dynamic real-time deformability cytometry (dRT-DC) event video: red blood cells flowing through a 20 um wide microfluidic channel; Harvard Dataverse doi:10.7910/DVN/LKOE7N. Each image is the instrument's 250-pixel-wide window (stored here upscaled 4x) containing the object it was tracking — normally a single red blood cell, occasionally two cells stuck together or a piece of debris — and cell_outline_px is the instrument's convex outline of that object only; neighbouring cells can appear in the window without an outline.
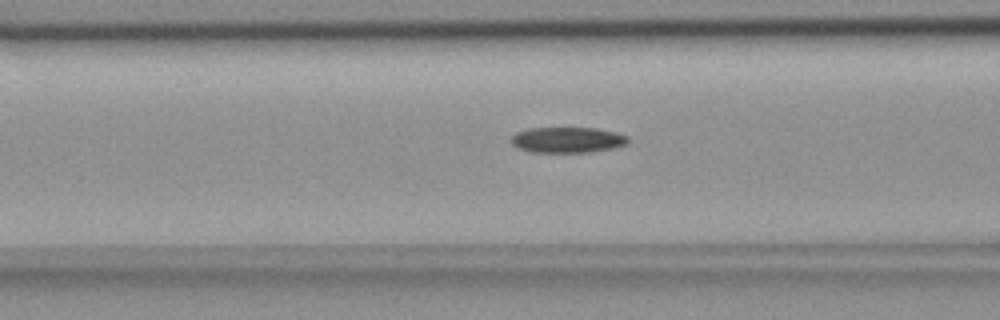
{"species": "common noctule bat (a hibernating species)", "species_latin": "Nyctalus noctula", "temperature_condition": "room temperature", "stored_images_in_passage": 55, "camera_frame_rate_fps": 3000, "um_per_image_px": 0.085, "animal": {"sex": "female", "body_mass_g": 18.4}, "frame": {"image": 1, "passage_image": 22, "time_ms": 7.0, "image_size_px": [1000, 320], "cell_outline_px": [[628, 140], [624, 144], [616, 148], [592, 152], [528, 152], [516, 148], [512, 144], [512, 136], [516, 132], [528, 128], [596, 128], [616, 132], [628, 136]], "centroid_in_image_um": [48.21, 11.89], "position_along_channel_um": 118.4, "area_um2": 17.63}}
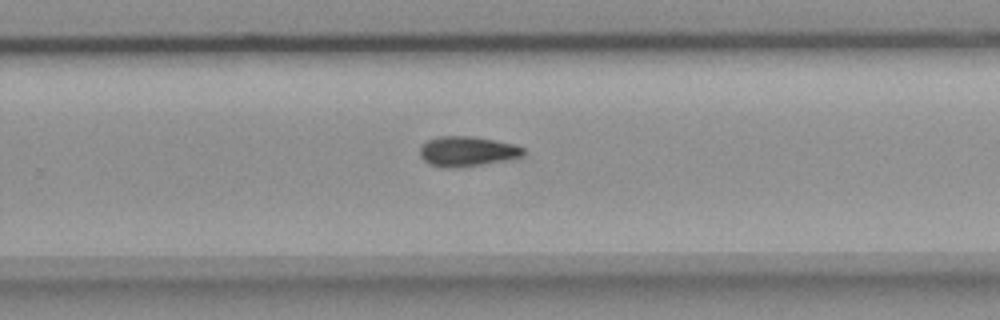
{"frame": {"image": 2, "passage_image": 36, "time_ms": 11.667, "image_size_px": [1000, 320], "cell_outline_px": [[524, 156], [484, 164], [460, 168], [444, 168], [428, 164], [420, 156], [420, 148], [428, 140], [440, 136], [468, 136], [516, 144], [524, 148]], "centroid_in_image_um": [39.7, 12.88], "position_along_channel_um": 290.1, "area_um2": 18.09}}
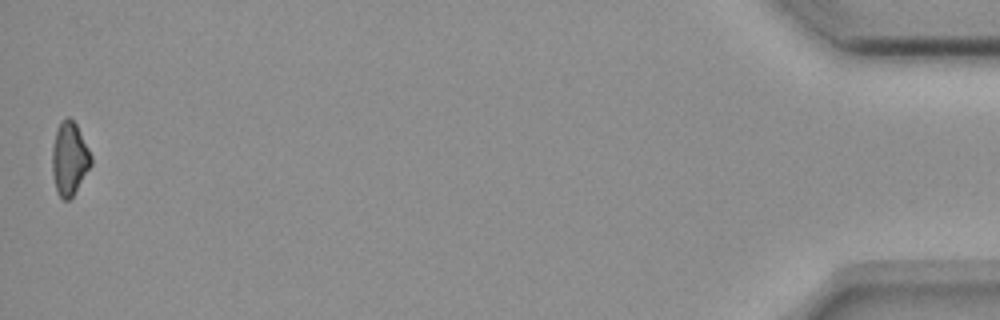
{"frame": {"image": 3, "passage_image": 55, "time_ms": 18.0, "image_size_px": [1000, 320], "cell_outline_px": [[92, 164], [72, 196], [68, 200], [64, 200], [56, 192], [52, 172], [52, 144], [60, 120], [68, 116], [76, 124], [92, 156]], "centroid_in_image_um": [5.89, 13.47], "position_along_channel_um": 429.3, "area_um2": 16.53}}